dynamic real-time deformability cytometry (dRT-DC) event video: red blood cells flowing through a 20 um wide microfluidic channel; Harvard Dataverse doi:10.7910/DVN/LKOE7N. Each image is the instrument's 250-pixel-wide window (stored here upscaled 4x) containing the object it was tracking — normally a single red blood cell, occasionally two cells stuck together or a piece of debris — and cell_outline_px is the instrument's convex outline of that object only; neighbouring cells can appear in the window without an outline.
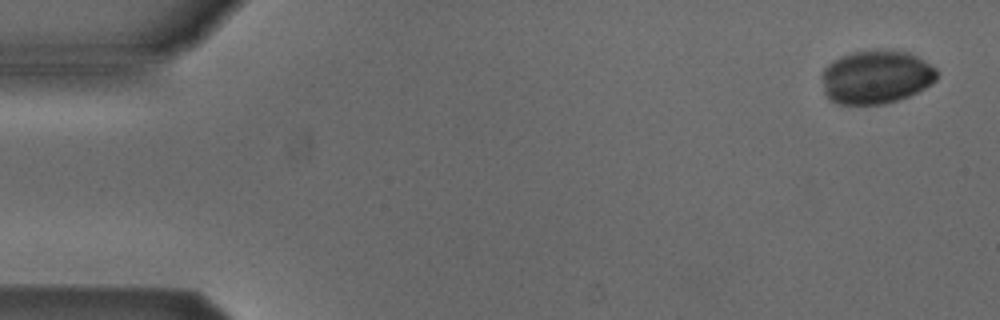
{"species": "Egyptian fruit bat (a non-hibernating species)", "species_latin": "Rousettus aegyptiacus", "temperature_condition": "cold", "stored_images_in_passage": 51, "camera_frame_rate_fps": 3000, "um_per_image_px": 0.085, "animal": {"sex": "male"}, "frame": {"image": 1, "passage_image": 2, "time_ms": 0.333, "image_size_px": [1000, 320], "cell_outline_px": [[940, 72], [936, 80], [932, 84], [908, 96], [884, 104], [840, 104], [828, 100], [824, 92], [820, 76], [824, 68], [832, 60], [840, 56], [852, 52], [908, 52], [924, 60], [936, 68]], "centroid_in_image_um": [74.44, 6.57], "position_along_channel_um": 10.6, "area_um2": 35.72}}
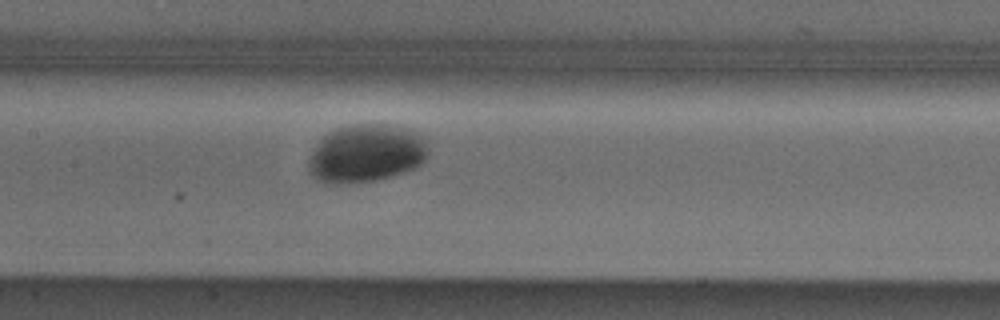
{"frame": {"image": 2, "passage_image": 25, "time_ms": 8.0, "image_size_px": [1000, 320], "cell_outline_px": [[428, 156], [420, 164], [404, 172], [392, 176], [376, 180], [340, 184], [324, 184], [316, 180], [308, 172], [308, 160], [316, 144], [328, 132], [336, 128], [352, 124], [392, 124], [412, 128], [420, 132], [428, 148]], "centroid_in_image_um": [31.12, 13.03], "position_along_channel_um": 176.3, "area_um2": 41.15}}
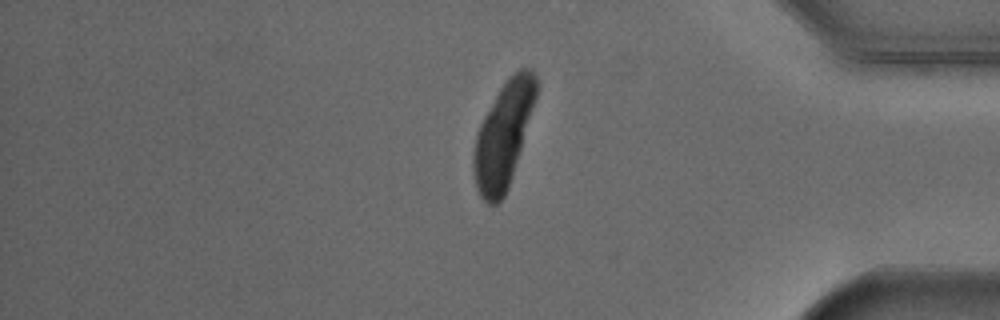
{"frame": {"image": 3, "passage_image": 44, "time_ms": 14.333, "image_size_px": [1000, 320], "cell_outline_px": [[536, 96], [512, 176], [508, 188], [504, 196], [496, 204], [488, 204], [480, 196], [476, 188], [472, 168], [472, 156], [476, 136], [480, 124], [484, 116], [500, 88], [520, 68], [532, 68], [536, 76]], "centroid_in_image_um": [42.75, 11.52], "position_along_channel_um": 392.4, "area_um2": 37.51}}